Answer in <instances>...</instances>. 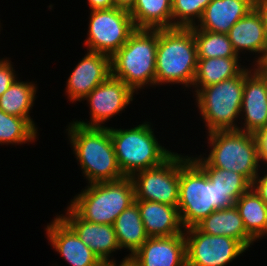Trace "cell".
Masks as SVG:
<instances>
[{
  "label": "cell",
  "mask_w": 267,
  "mask_h": 266,
  "mask_svg": "<svg viewBox=\"0 0 267 266\" xmlns=\"http://www.w3.org/2000/svg\"><path fill=\"white\" fill-rule=\"evenodd\" d=\"M234 204L235 201L219 191L190 156L180 155L178 212L183 229L196 226L215 210Z\"/></svg>",
  "instance_id": "1"
},
{
  "label": "cell",
  "mask_w": 267,
  "mask_h": 266,
  "mask_svg": "<svg viewBox=\"0 0 267 266\" xmlns=\"http://www.w3.org/2000/svg\"><path fill=\"white\" fill-rule=\"evenodd\" d=\"M69 124L68 137L89 184L125 177L117 162L109 127Z\"/></svg>",
  "instance_id": "2"
},
{
  "label": "cell",
  "mask_w": 267,
  "mask_h": 266,
  "mask_svg": "<svg viewBox=\"0 0 267 266\" xmlns=\"http://www.w3.org/2000/svg\"><path fill=\"white\" fill-rule=\"evenodd\" d=\"M198 63L192 27L158 29L155 85H193Z\"/></svg>",
  "instance_id": "3"
},
{
  "label": "cell",
  "mask_w": 267,
  "mask_h": 266,
  "mask_svg": "<svg viewBox=\"0 0 267 266\" xmlns=\"http://www.w3.org/2000/svg\"><path fill=\"white\" fill-rule=\"evenodd\" d=\"M157 44L158 29H136L111 57V75L134 92L155 85Z\"/></svg>",
  "instance_id": "4"
},
{
  "label": "cell",
  "mask_w": 267,
  "mask_h": 266,
  "mask_svg": "<svg viewBox=\"0 0 267 266\" xmlns=\"http://www.w3.org/2000/svg\"><path fill=\"white\" fill-rule=\"evenodd\" d=\"M135 202L131 177L91 183L73 200L70 207L91 223L113 225L115 219Z\"/></svg>",
  "instance_id": "5"
},
{
  "label": "cell",
  "mask_w": 267,
  "mask_h": 266,
  "mask_svg": "<svg viewBox=\"0 0 267 266\" xmlns=\"http://www.w3.org/2000/svg\"><path fill=\"white\" fill-rule=\"evenodd\" d=\"M149 122L130 129L109 128L118 165L125 177L157 167L174 152L160 145Z\"/></svg>",
  "instance_id": "6"
},
{
  "label": "cell",
  "mask_w": 267,
  "mask_h": 266,
  "mask_svg": "<svg viewBox=\"0 0 267 266\" xmlns=\"http://www.w3.org/2000/svg\"><path fill=\"white\" fill-rule=\"evenodd\" d=\"M208 136L212 150L203 159L214 168L237 172L252 183L260 167L255 134L240 130H216L209 132Z\"/></svg>",
  "instance_id": "7"
},
{
  "label": "cell",
  "mask_w": 267,
  "mask_h": 266,
  "mask_svg": "<svg viewBox=\"0 0 267 266\" xmlns=\"http://www.w3.org/2000/svg\"><path fill=\"white\" fill-rule=\"evenodd\" d=\"M245 69L237 76L202 88L196 102L208 133L216 130H238L236 118L242 114Z\"/></svg>",
  "instance_id": "8"
},
{
  "label": "cell",
  "mask_w": 267,
  "mask_h": 266,
  "mask_svg": "<svg viewBox=\"0 0 267 266\" xmlns=\"http://www.w3.org/2000/svg\"><path fill=\"white\" fill-rule=\"evenodd\" d=\"M87 49L112 57L136 30L129 10L114 7L90 13Z\"/></svg>",
  "instance_id": "9"
},
{
  "label": "cell",
  "mask_w": 267,
  "mask_h": 266,
  "mask_svg": "<svg viewBox=\"0 0 267 266\" xmlns=\"http://www.w3.org/2000/svg\"><path fill=\"white\" fill-rule=\"evenodd\" d=\"M180 154L174 153L163 164L131 176L135 200L177 206L179 201Z\"/></svg>",
  "instance_id": "10"
},
{
  "label": "cell",
  "mask_w": 267,
  "mask_h": 266,
  "mask_svg": "<svg viewBox=\"0 0 267 266\" xmlns=\"http://www.w3.org/2000/svg\"><path fill=\"white\" fill-rule=\"evenodd\" d=\"M184 235L187 266H226L247 250L236 239L205 234L196 226L184 229Z\"/></svg>",
  "instance_id": "11"
},
{
  "label": "cell",
  "mask_w": 267,
  "mask_h": 266,
  "mask_svg": "<svg viewBox=\"0 0 267 266\" xmlns=\"http://www.w3.org/2000/svg\"><path fill=\"white\" fill-rule=\"evenodd\" d=\"M134 91L124 81L110 75L85 98L90 104L91 122L73 121L82 126L103 127L105 121L120 113L133 100Z\"/></svg>",
  "instance_id": "12"
},
{
  "label": "cell",
  "mask_w": 267,
  "mask_h": 266,
  "mask_svg": "<svg viewBox=\"0 0 267 266\" xmlns=\"http://www.w3.org/2000/svg\"><path fill=\"white\" fill-rule=\"evenodd\" d=\"M244 127L238 130L257 134L267 126V68L265 66L245 68L244 90L241 111Z\"/></svg>",
  "instance_id": "13"
},
{
  "label": "cell",
  "mask_w": 267,
  "mask_h": 266,
  "mask_svg": "<svg viewBox=\"0 0 267 266\" xmlns=\"http://www.w3.org/2000/svg\"><path fill=\"white\" fill-rule=\"evenodd\" d=\"M111 75V57L87 50V54L70 74L66 93L72 102L85 97Z\"/></svg>",
  "instance_id": "14"
},
{
  "label": "cell",
  "mask_w": 267,
  "mask_h": 266,
  "mask_svg": "<svg viewBox=\"0 0 267 266\" xmlns=\"http://www.w3.org/2000/svg\"><path fill=\"white\" fill-rule=\"evenodd\" d=\"M130 258L138 266H187L185 235L149 237Z\"/></svg>",
  "instance_id": "15"
},
{
  "label": "cell",
  "mask_w": 267,
  "mask_h": 266,
  "mask_svg": "<svg viewBox=\"0 0 267 266\" xmlns=\"http://www.w3.org/2000/svg\"><path fill=\"white\" fill-rule=\"evenodd\" d=\"M54 249L71 266H98L101 261L75 231L58 215L46 228Z\"/></svg>",
  "instance_id": "16"
},
{
  "label": "cell",
  "mask_w": 267,
  "mask_h": 266,
  "mask_svg": "<svg viewBox=\"0 0 267 266\" xmlns=\"http://www.w3.org/2000/svg\"><path fill=\"white\" fill-rule=\"evenodd\" d=\"M67 215H59L79 236L101 262H110V254L119 250L113 225L91 223L82 219L70 206Z\"/></svg>",
  "instance_id": "17"
},
{
  "label": "cell",
  "mask_w": 267,
  "mask_h": 266,
  "mask_svg": "<svg viewBox=\"0 0 267 266\" xmlns=\"http://www.w3.org/2000/svg\"><path fill=\"white\" fill-rule=\"evenodd\" d=\"M227 34L238 56L239 51L243 50L261 53L255 60V67L267 64V37L262 20L254 8L238 20Z\"/></svg>",
  "instance_id": "18"
},
{
  "label": "cell",
  "mask_w": 267,
  "mask_h": 266,
  "mask_svg": "<svg viewBox=\"0 0 267 266\" xmlns=\"http://www.w3.org/2000/svg\"><path fill=\"white\" fill-rule=\"evenodd\" d=\"M135 202L149 237H171L184 232L177 206L146 200Z\"/></svg>",
  "instance_id": "19"
},
{
  "label": "cell",
  "mask_w": 267,
  "mask_h": 266,
  "mask_svg": "<svg viewBox=\"0 0 267 266\" xmlns=\"http://www.w3.org/2000/svg\"><path fill=\"white\" fill-rule=\"evenodd\" d=\"M254 0H212L204 10L198 29L228 33L231 27L251 9Z\"/></svg>",
  "instance_id": "20"
},
{
  "label": "cell",
  "mask_w": 267,
  "mask_h": 266,
  "mask_svg": "<svg viewBox=\"0 0 267 266\" xmlns=\"http://www.w3.org/2000/svg\"><path fill=\"white\" fill-rule=\"evenodd\" d=\"M196 227L205 234L227 236L240 241L247 249L254 239L246 232L242 218L234 206L215 210Z\"/></svg>",
  "instance_id": "21"
},
{
  "label": "cell",
  "mask_w": 267,
  "mask_h": 266,
  "mask_svg": "<svg viewBox=\"0 0 267 266\" xmlns=\"http://www.w3.org/2000/svg\"><path fill=\"white\" fill-rule=\"evenodd\" d=\"M129 13L136 29L173 28L172 0H136Z\"/></svg>",
  "instance_id": "22"
},
{
  "label": "cell",
  "mask_w": 267,
  "mask_h": 266,
  "mask_svg": "<svg viewBox=\"0 0 267 266\" xmlns=\"http://www.w3.org/2000/svg\"><path fill=\"white\" fill-rule=\"evenodd\" d=\"M113 227L120 249L130 250L131 254L128 257H131L149 238L136 202L123 210L115 219Z\"/></svg>",
  "instance_id": "23"
},
{
  "label": "cell",
  "mask_w": 267,
  "mask_h": 266,
  "mask_svg": "<svg viewBox=\"0 0 267 266\" xmlns=\"http://www.w3.org/2000/svg\"><path fill=\"white\" fill-rule=\"evenodd\" d=\"M240 57L198 58L193 87L196 94L204 87L237 76L243 69L239 65ZM197 87V88H196ZM199 87V88H198Z\"/></svg>",
  "instance_id": "24"
},
{
  "label": "cell",
  "mask_w": 267,
  "mask_h": 266,
  "mask_svg": "<svg viewBox=\"0 0 267 266\" xmlns=\"http://www.w3.org/2000/svg\"><path fill=\"white\" fill-rule=\"evenodd\" d=\"M246 232L256 241L267 235V205L251 187L235 202Z\"/></svg>",
  "instance_id": "25"
},
{
  "label": "cell",
  "mask_w": 267,
  "mask_h": 266,
  "mask_svg": "<svg viewBox=\"0 0 267 266\" xmlns=\"http://www.w3.org/2000/svg\"><path fill=\"white\" fill-rule=\"evenodd\" d=\"M36 89L33 83L20 82L16 79L0 96V109L9 115L25 118L37 130L35 122L29 115L36 98Z\"/></svg>",
  "instance_id": "26"
},
{
  "label": "cell",
  "mask_w": 267,
  "mask_h": 266,
  "mask_svg": "<svg viewBox=\"0 0 267 266\" xmlns=\"http://www.w3.org/2000/svg\"><path fill=\"white\" fill-rule=\"evenodd\" d=\"M200 157V158H199ZM191 157L206 173L215 187L235 202L251 188L252 183L243 175L230 170L218 169L210 166L201 156Z\"/></svg>",
  "instance_id": "27"
},
{
  "label": "cell",
  "mask_w": 267,
  "mask_h": 266,
  "mask_svg": "<svg viewBox=\"0 0 267 266\" xmlns=\"http://www.w3.org/2000/svg\"><path fill=\"white\" fill-rule=\"evenodd\" d=\"M197 45L198 58L240 57L234 51L228 34L214 33L192 27Z\"/></svg>",
  "instance_id": "28"
},
{
  "label": "cell",
  "mask_w": 267,
  "mask_h": 266,
  "mask_svg": "<svg viewBox=\"0 0 267 266\" xmlns=\"http://www.w3.org/2000/svg\"><path fill=\"white\" fill-rule=\"evenodd\" d=\"M37 131L25 118L9 115L0 109V144L33 142Z\"/></svg>",
  "instance_id": "29"
},
{
  "label": "cell",
  "mask_w": 267,
  "mask_h": 266,
  "mask_svg": "<svg viewBox=\"0 0 267 266\" xmlns=\"http://www.w3.org/2000/svg\"><path fill=\"white\" fill-rule=\"evenodd\" d=\"M212 0H172L173 28H190L199 22L205 8Z\"/></svg>",
  "instance_id": "30"
},
{
  "label": "cell",
  "mask_w": 267,
  "mask_h": 266,
  "mask_svg": "<svg viewBox=\"0 0 267 266\" xmlns=\"http://www.w3.org/2000/svg\"><path fill=\"white\" fill-rule=\"evenodd\" d=\"M9 59L0 60V96L17 79Z\"/></svg>",
  "instance_id": "31"
},
{
  "label": "cell",
  "mask_w": 267,
  "mask_h": 266,
  "mask_svg": "<svg viewBox=\"0 0 267 266\" xmlns=\"http://www.w3.org/2000/svg\"><path fill=\"white\" fill-rule=\"evenodd\" d=\"M255 136L259 147V162L264 161L267 164V126L261 129Z\"/></svg>",
  "instance_id": "32"
},
{
  "label": "cell",
  "mask_w": 267,
  "mask_h": 266,
  "mask_svg": "<svg viewBox=\"0 0 267 266\" xmlns=\"http://www.w3.org/2000/svg\"><path fill=\"white\" fill-rule=\"evenodd\" d=\"M251 187L267 205V172L264 177L261 178L257 175L253 180Z\"/></svg>",
  "instance_id": "33"
},
{
  "label": "cell",
  "mask_w": 267,
  "mask_h": 266,
  "mask_svg": "<svg viewBox=\"0 0 267 266\" xmlns=\"http://www.w3.org/2000/svg\"><path fill=\"white\" fill-rule=\"evenodd\" d=\"M253 8L259 14L267 37V0H254Z\"/></svg>",
  "instance_id": "34"
},
{
  "label": "cell",
  "mask_w": 267,
  "mask_h": 266,
  "mask_svg": "<svg viewBox=\"0 0 267 266\" xmlns=\"http://www.w3.org/2000/svg\"><path fill=\"white\" fill-rule=\"evenodd\" d=\"M91 11L105 10L115 7V0H88Z\"/></svg>",
  "instance_id": "35"
},
{
  "label": "cell",
  "mask_w": 267,
  "mask_h": 266,
  "mask_svg": "<svg viewBox=\"0 0 267 266\" xmlns=\"http://www.w3.org/2000/svg\"><path fill=\"white\" fill-rule=\"evenodd\" d=\"M136 0H115V7L130 10Z\"/></svg>",
  "instance_id": "36"
},
{
  "label": "cell",
  "mask_w": 267,
  "mask_h": 266,
  "mask_svg": "<svg viewBox=\"0 0 267 266\" xmlns=\"http://www.w3.org/2000/svg\"><path fill=\"white\" fill-rule=\"evenodd\" d=\"M112 266H117L116 261H112ZM118 266H138L130 257L126 256Z\"/></svg>",
  "instance_id": "37"
},
{
  "label": "cell",
  "mask_w": 267,
  "mask_h": 266,
  "mask_svg": "<svg viewBox=\"0 0 267 266\" xmlns=\"http://www.w3.org/2000/svg\"><path fill=\"white\" fill-rule=\"evenodd\" d=\"M98 266H112V261H110V262H101Z\"/></svg>",
  "instance_id": "38"
}]
</instances>
